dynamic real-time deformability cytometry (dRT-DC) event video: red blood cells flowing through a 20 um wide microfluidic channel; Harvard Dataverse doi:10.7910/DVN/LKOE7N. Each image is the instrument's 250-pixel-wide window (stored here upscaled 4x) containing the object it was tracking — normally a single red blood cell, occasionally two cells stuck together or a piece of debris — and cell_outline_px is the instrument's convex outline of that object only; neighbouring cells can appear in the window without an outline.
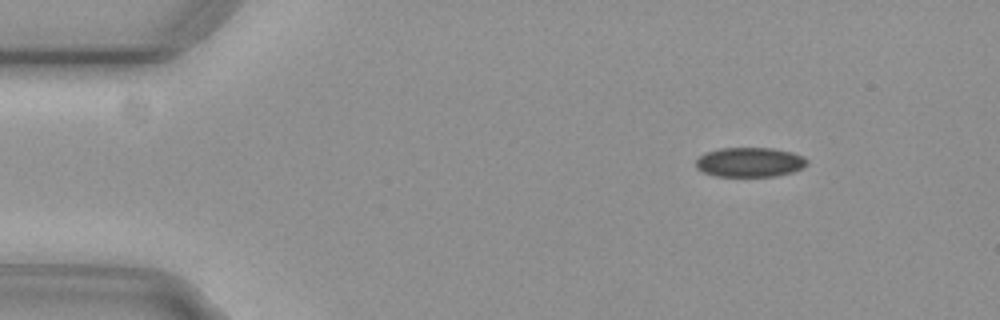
{"species": "common noctule bat (a hibernating species)", "species_latin": "Nyctalus noctula", "temperature_condition": "cold", "stored_images_in_passage": 49, "camera_frame_rate_fps": 3000, "um_per_image_px": 0.085, "animal": {"sex": "female", "body_mass_g": 29.2, "forearm_length_mm": 56.3}, "frame": {"image": 1, "passage_image": 1, "time_ms": 0.0, "image_size_px": [1000, 320], "cell_outline_px": [[808, 164], [804, 168], [792, 172], [776, 176], [716, 176], [704, 172], [696, 168], [696, 160], [704, 152], [720, 148], [772, 148], [792, 152], [804, 156], [808, 160]], "centroid_in_image_um": [63.76, 13.78], "position_along_channel_um": 21.2, "area_um2": 19.31}}
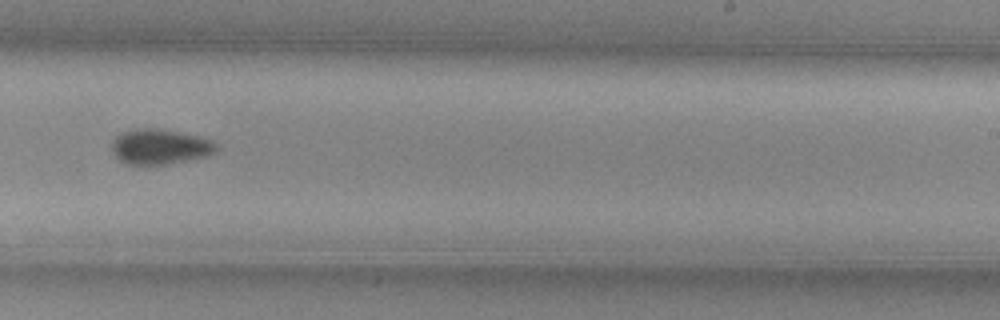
{"frame": {"image": 2, "passage_image": 28, "time_ms": 9.0, "image_size_px": [1000, 320], "cell_outline_px": [[216, 148], [208, 156], [168, 164], [128, 164], [120, 160], [116, 156], [112, 148], [112, 140], [116, 136], [124, 132], [136, 128], [160, 128], [180, 132], [212, 140], [216, 144]], "centroid_in_image_um": [13.58, 12.46], "position_along_channel_um": 275.4, "area_um2": 21.21}}
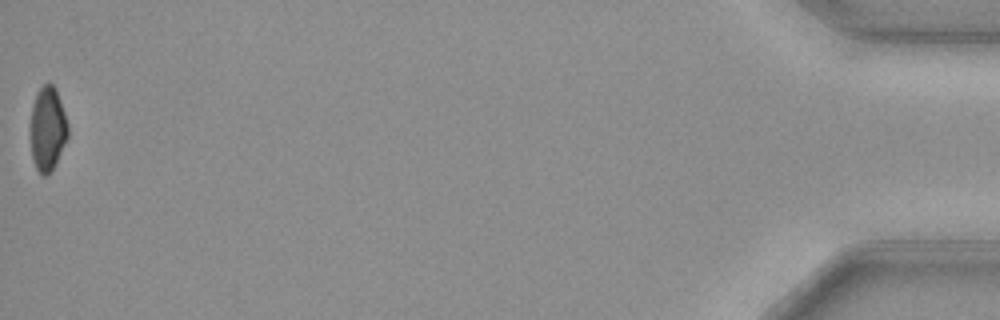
{"frame": {"image": 3, "passage_image": 49, "time_ms": 16.0, "image_size_px": [1000, 320], "cell_outline_px": [[68, 136], [56, 164], [52, 172], [44, 176], [40, 176], [36, 168], [32, 156], [28, 132], [32, 104], [36, 92], [48, 80], [56, 88], [68, 124]], "centroid_in_image_um": [4.01, 10.95], "position_along_channel_um": 431.2, "area_um2": 19.07}, "authors_computed_cell_mechanics": {"area_um2": 20.5768, "velocity_mm_per_s": 3.7281, "shape_relaxation_time_tau1_ms": 6.6217, "shape_relaxation_time_tau2_ms": null, "deformation_change_tau1": 0.1131, "deformation_change_tau2": null}}